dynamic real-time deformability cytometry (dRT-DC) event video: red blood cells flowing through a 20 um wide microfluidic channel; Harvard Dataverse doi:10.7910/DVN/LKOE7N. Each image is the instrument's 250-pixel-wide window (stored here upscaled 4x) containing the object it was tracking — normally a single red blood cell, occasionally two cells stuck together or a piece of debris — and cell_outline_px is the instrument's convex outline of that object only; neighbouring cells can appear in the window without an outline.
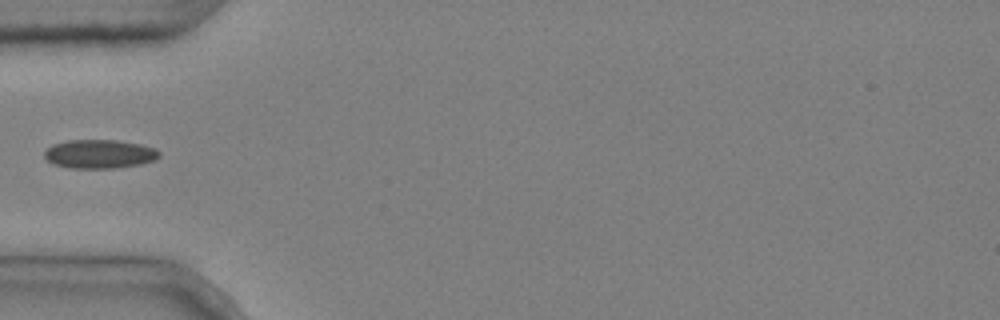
{"species": "common noctule bat (a hibernating species)", "species_latin": "Nyctalus noctula", "temperature_condition": "cold", "stored_images_in_passage": 1, "camera_frame_rate_fps": 3000, "um_per_image_px": 0.085, "animal": {"sex": "male", "body_mass_g": 20.4}, "frame": {"image": 1, "passage_image": 1, "time_ms": 0.0, "image_size_px": [1000, 320], "cell_outline_px": [[160, 156], [152, 160], [140, 164], [112, 168], [68, 168], [52, 164], [44, 156], [44, 152], [52, 144], [68, 140], [116, 140], [140, 144], [156, 148], [160, 152]], "centroid_in_image_um": [8.43, 13.08], "position_along_channel_um": 76.6, "area_um2": 19.25}}